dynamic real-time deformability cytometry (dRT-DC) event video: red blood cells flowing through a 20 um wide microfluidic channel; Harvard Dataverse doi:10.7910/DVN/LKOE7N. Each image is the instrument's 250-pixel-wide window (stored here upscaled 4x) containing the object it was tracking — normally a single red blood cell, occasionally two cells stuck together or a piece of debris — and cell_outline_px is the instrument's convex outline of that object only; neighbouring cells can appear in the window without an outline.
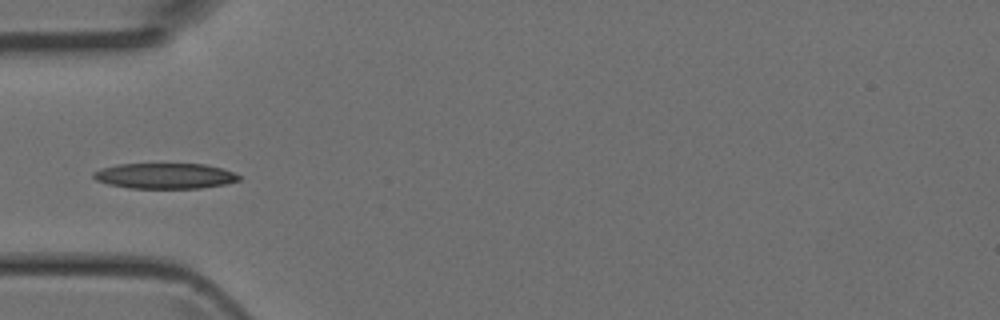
{"species": "Egyptian fruit bat (a non-hibernating species)", "species_latin": "Rousettus aegyptiacus", "temperature_condition": "room temperature", "stored_images_in_passage": 3, "camera_frame_rate_fps": 3000, "um_per_image_px": 0.085, "animal": {"sex": "female"}, "frame": {"image": 1, "passage_image": 3, "time_ms": 0.667, "image_size_px": [1000, 320], "cell_outline_px": [[240, 180], [224, 184], [200, 188], [128, 188], [108, 184], [96, 180], [92, 176], [92, 172], [100, 168], [116, 164], [204, 164], [220, 168], [232, 172], [240, 176]], "centroid_in_image_um": [13.96, 14.95], "position_along_channel_um": 71.0, "area_um2": 21.62}}